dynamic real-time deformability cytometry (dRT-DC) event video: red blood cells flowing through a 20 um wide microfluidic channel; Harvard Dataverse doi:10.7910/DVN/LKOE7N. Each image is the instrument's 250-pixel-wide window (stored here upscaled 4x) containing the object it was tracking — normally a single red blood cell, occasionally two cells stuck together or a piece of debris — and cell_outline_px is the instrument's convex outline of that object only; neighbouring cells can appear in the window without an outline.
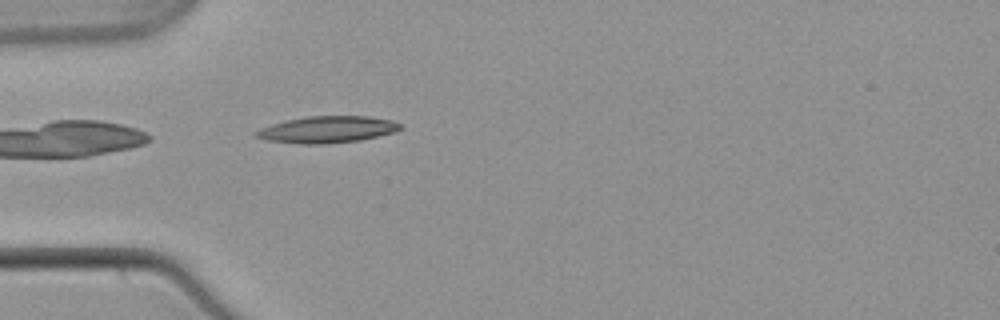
{"species": "common noctule bat (a hibernating species)", "species_latin": "Nyctalus noctula", "temperature_condition": "warm", "stored_images_in_passage": 38, "camera_frame_rate_fps": 3000, "um_per_image_px": 0.085, "animal": {"sex": "male", "body_mass_g": 21.5, "forearm_length_mm": 52.0}, "frame": {"image": 1, "passage_image": 1, "time_ms": 0.0, "image_size_px": [1000, 320], "cell_outline_px": [[400, 128], [396, 132], [360, 140], [324, 144], [300, 144], [268, 140], [256, 136], [252, 132], [260, 128], [284, 120], [308, 116], [368, 116], [392, 120], [400, 124]], "centroid_in_image_um": [27.8, 11.0], "position_along_channel_um": 57.2, "area_um2": 22.43}}
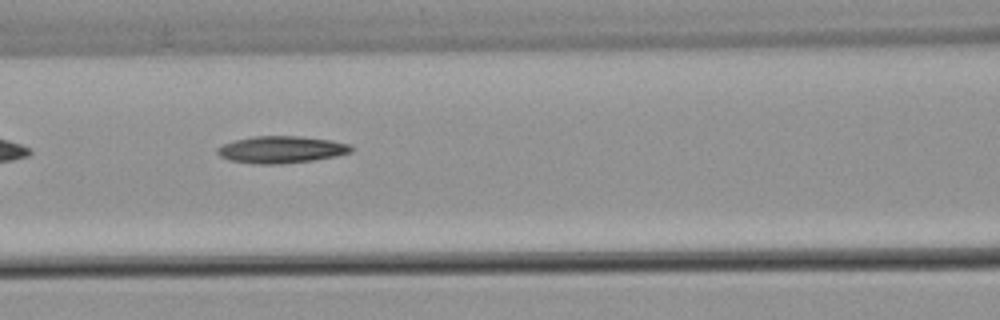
{"frame": {"image": 2, "passage_image": 8, "time_ms": 2.333, "image_size_px": [1000, 320], "cell_outline_px": [[352, 152], [336, 156], [312, 160], [280, 164], [252, 164], [228, 160], [220, 156], [216, 152], [216, 148], [220, 144], [232, 140], [252, 136], [300, 136], [332, 140], [348, 144], [352, 148]], "centroid_in_image_um": [23.83, 12.71], "position_along_channel_um": 142.8, "area_um2": 21.33}}
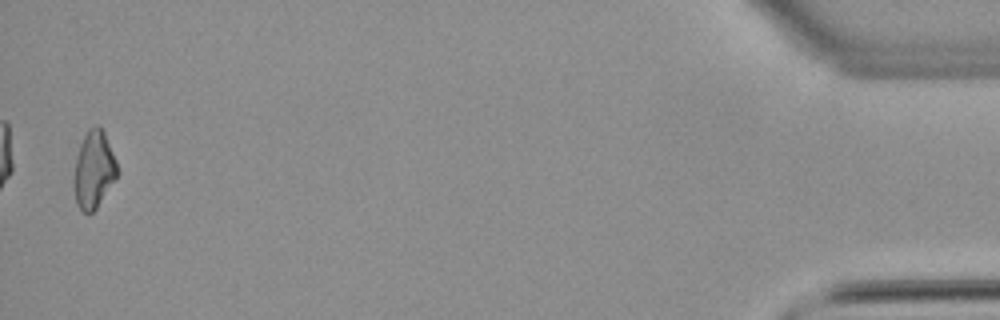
{"frame": {"image": 3, "passage_image": 37, "time_ms": 12.0, "image_size_px": [1000, 320], "cell_outline_px": [[116, 176], [96, 208], [92, 212], [84, 212], [76, 204], [72, 184], [72, 180], [76, 160], [80, 144], [88, 128], [96, 124], [100, 124], [104, 132], [116, 160]], "centroid_in_image_um": [7.93, 14.39], "position_along_channel_um": 427.3, "area_um2": 19.31}, "authors_computed_cell_mechanics": {"area_um2": 20.1144, "velocity_mm_per_s": 3.8878, "shape_relaxation_time_tau1_ms": 10.6675, "shape_relaxation_time_tau2_ms": 6.1357, "deformation_change_tau1": 0.2615, "deformation_change_tau2": 0.1595}}